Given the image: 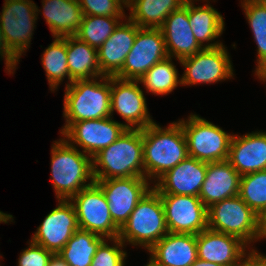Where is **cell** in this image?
Listing matches in <instances>:
<instances>
[{
	"instance_id": "obj_1",
	"label": "cell",
	"mask_w": 266,
	"mask_h": 266,
	"mask_svg": "<svg viewBox=\"0 0 266 266\" xmlns=\"http://www.w3.org/2000/svg\"><path fill=\"white\" fill-rule=\"evenodd\" d=\"M144 177L152 184L188 157L187 142L179 121L162 127L156 121L142 129Z\"/></svg>"
},
{
	"instance_id": "obj_2",
	"label": "cell",
	"mask_w": 266,
	"mask_h": 266,
	"mask_svg": "<svg viewBox=\"0 0 266 266\" xmlns=\"http://www.w3.org/2000/svg\"><path fill=\"white\" fill-rule=\"evenodd\" d=\"M51 145V182L57 200H70L92 185V158L72 146L63 136Z\"/></svg>"
},
{
	"instance_id": "obj_3",
	"label": "cell",
	"mask_w": 266,
	"mask_h": 266,
	"mask_svg": "<svg viewBox=\"0 0 266 266\" xmlns=\"http://www.w3.org/2000/svg\"><path fill=\"white\" fill-rule=\"evenodd\" d=\"M62 135L74 122L111 116V77L75 80L65 86Z\"/></svg>"
},
{
	"instance_id": "obj_4",
	"label": "cell",
	"mask_w": 266,
	"mask_h": 266,
	"mask_svg": "<svg viewBox=\"0 0 266 266\" xmlns=\"http://www.w3.org/2000/svg\"><path fill=\"white\" fill-rule=\"evenodd\" d=\"M94 180L144 177L142 129H126L92 158Z\"/></svg>"
},
{
	"instance_id": "obj_5",
	"label": "cell",
	"mask_w": 266,
	"mask_h": 266,
	"mask_svg": "<svg viewBox=\"0 0 266 266\" xmlns=\"http://www.w3.org/2000/svg\"><path fill=\"white\" fill-rule=\"evenodd\" d=\"M168 232L160 194L152 187L131 212L118 238L126 246L131 244L148 251Z\"/></svg>"
},
{
	"instance_id": "obj_6",
	"label": "cell",
	"mask_w": 266,
	"mask_h": 266,
	"mask_svg": "<svg viewBox=\"0 0 266 266\" xmlns=\"http://www.w3.org/2000/svg\"><path fill=\"white\" fill-rule=\"evenodd\" d=\"M207 214L210 230L234 235L252 249L255 242H260L261 218L239 195L210 205Z\"/></svg>"
},
{
	"instance_id": "obj_7",
	"label": "cell",
	"mask_w": 266,
	"mask_h": 266,
	"mask_svg": "<svg viewBox=\"0 0 266 266\" xmlns=\"http://www.w3.org/2000/svg\"><path fill=\"white\" fill-rule=\"evenodd\" d=\"M187 117L178 121L186 138L188 156L207 163L227 160L234 133H227L197 114Z\"/></svg>"
},
{
	"instance_id": "obj_8",
	"label": "cell",
	"mask_w": 266,
	"mask_h": 266,
	"mask_svg": "<svg viewBox=\"0 0 266 266\" xmlns=\"http://www.w3.org/2000/svg\"><path fill=\"white\" fill-rule=\"evenodd\" d=\"M38 18L33 0H4L0 28L8 50L19 61L30 48Z\"/></svg>"
},
{
	"instance_id": "obj_9",
	"label": "cell",
	"mask_w": 266,
	"mask_h": 266,
	"mask_svg": "<svg viewBox=\"0 0 266 266\" xmlns=\"http://www.w3.org/2000/svg\"><path fill=\"white\" fill-rule=\"evenodd\" d=\"M225 45L215 48H203L193 56L180 60L184 72L181 86L213 84L233 79L234 68Z\"/></svg>"
},
{
	"instance_id": "obj_10",
	"label": "cell",
	"mask_w": 266,
	"mask_h": 266,
	"mask_svg": "<svg viewBox=\"0 0 266 266\" xmlns=\"http://www.w3.org/2000/svg\"><path fill=\"white\" fill-rule=\"evenodd\" d=\"M69 201L74 205L79 229L107 239L119 237L120 229L114 224L106 197L95 182Z\"/></svg>"
},
{
	"instance_id": "obj_11",
	"label": "cell",
	"mask_w": 266,
	"mask_h": 266,
	"mask_svg": "<svg viewBox=\"0 0 266 266\" xmlns=\"http://www.w3.org/2000/svg\"><path fill=\"white\" fill-rule=\"evenodd\" d=\"M95 183L102 189L113 222L119 229L128 221L138 202L153 187L145 177L95 180Z\"/></svg>"
},
{
	"instance_id": "obj_12",
	"label": "cell",
	"mask_w": 266,
	"mask_h": 266,
	"mask_svg": "<svg viewBox=\"0 0 266 266\" xmlns=\"http://www.w3.org/2000/svg\"><path fill=\"white\" fill-rule=\"evenodd\" d=\"M139 84V80L111 77V116L114 111L118 113L125 120L122 124L126 129H144L155 122Z\"/></svg>"
},
{
	"instance_id": "obj_13",
	"label": "cell",
	"mask_w": 266,
	"mask_h": 266,
	"mask_svg": "<svg viewBox=\"0 0 266 266\" xmlns=\"http://www.w3.org/2000/svg\"><path fill=\"white\" fill-rule=\"evenodd\" d=\"M168 57L161 29L140 28L134 44L127 54L121 72L116 76L126 80H139L157 62Z\"/></svg>"
},
{
	"instance_id": "obj_14",
	"label": "cell",
	"mask_w": 266,
	"mask_h": 266,
	"mask_svg": "<svg viewBox=\"0 0 266 266\" xmlns=\"http://www.w3.org/2000/svg\"><path fill=\"white\" fill-rule=\"evenodd\" d=\"M169 232L197 235L208 228L207 207L197 196L160 194Z\"/></svg>"
},
{
	"instance_id": "obj_15",
	"label": "cell",
	"mask_w": 266,
	"mask_h": 266,
	"mask_svg": "<svg viewBox=\"0 0 266 266\" xmlns=\"http://www.w3.org/2000/svg\"><path fill=\"white\" fill-rule=\"evenodd\" d=\"M126 130L113 116L74 122L61 136L72 146L93 158L105 147L116 141ZM77 144V145H76Z\"/></svg>"
},
{
	"instance_id": "obj_16",
	"label": "cell",
	"mask_w": 266,
	"mask_h": 266,
	"mask_svg": "<svg viewBox=\"0 0 266 266\" xmlns=\"http://www.w3.org/2000/svg\"><path fill=\"white\" fill-rule=\"evenodd\" d=\"M57 201L30 239L53 254H58L79 229L74 205L69 200Z\"/></svg>"
},
{
	"instance_id": "obj_17",
	"label": "cell",
	"mask_w": 266,
	"mask_h": 266,
	"mask_svg": "<svg viewBox=\"0 0 266 266\" xmlns=\"http://www.w3.org/2000/svg\"><path fill=\"white\" fill-rule=\"evenodd\" d=\"M199 259L223 266H239L242 258L252 249L240 238L209 228L196 235Z\"/></svg>"
},
{
	"instance_id": "obj_18",
	"label": "cell",
	"mask_w": 266,
	"mask_h": 266,
	"mask_svg": "<svg viewBox=\"0 0 266 266\" xmlns=\"http://www.w3.org/2000/svg\"><path fill=\"white\" fill-rule=\"evenodd\" d=\"M207 162L186 157L175 167L165 172L154 183L159 194L191 195L199 197L205 180Z\"/></svg>"
},
{
	"instance_id": "obj_19",
	"label": "cell",
	"mask_w": 266,
	"mask_h": 266,
	"mask_svg": "<svg viewBox=\"0 0 266 266\" xmlns=\"http://www.w3.org/2000/svg\"><path fill=\"white\" fill-rule=\"evenodd\" d=\"M139 29L136 23L126 17L99 47L98 62L103 76L116 77L121 72Z\"/></svg>"
},
{
	"instance_id": "obj_20",
	"label": "cell",
	"mask_w": 266,
	"mask_h": 266,
	"mask_svg": "<svg viewBox=\"0 0 266 266\" xmlns=\"http://www.w3.org/2000/svg\"><path fill=\"white\" fill-rule=\"evenodd\" d=\"M227 161L241 176L266 170V131L233 134Z\"/></svg>"
},
{
	"instance_id": "obj_21",
	"label": "cell",
	"mask_w": 266,
	"mask_h": 266,
	"mask_svg": "<svg viewBox=\"0 0 266 266\" xmlns=\"http://www.w3.org/2000/svg\"><path fill=\"white\" fill-rule=\"evenodd\" d=\"M160 29L164 36L168 56L178 63L181 59L193 56L203 49L196 41L190 26L188 0L180 9L171 12Z\"/></svg>"
},
{
	"instance_id": "obj_22",
	"label": "cell",
	"mask_w": 266,
	"mask_h": 266,
	"mask_svg": "<svg viewBox=\"0 0 266 266\" xmlns=\"http://www.w3.org/2000/svg\"><path fill=\"white\" fill-rule=\"evenodd\" d=\"M148 252L158 266H190L198 258L196 235L168 232Z\"/></svg>"
},
{
	"instance_id": "obj_23",
	"label": "cell",
	"mask_w": 266,
	"mask_h": 266,
	"mask_svg": "<svg viewBox=\"0 0 266 266\" xmlns=\"http://www.w3.org/2000/svg\"><path fill=\"white\" fill-rule=\"evenodd\" d=\"M240 177L227 160L207 163L199 198L208 208L216 202L239 195Z\"/></svg>"
},
{
	"instance_id": "obj_24",
	"label": "cell",
	"mask_w": 266,
	"mask_h": 266,
	"mask_svg": "<svg viewBox=\"0 0 266 266\" xmlns=\"http://www.w3.org/2000/svg\"><path fill=\"white\" fill-rule=\"evenodd\" d=\"M207 2L195 5V2ZM211 0H188V17L193 35L202 48H215L223 45L217 39L225 31L224 17L211 3ZM216 39V41H215Z\"/></svg>"
},
{
	"instance_id": "obj_25",
	"label": "cell",
	"mask_w": 266,
	"mask_h": 266,
	"mask_svg": "<svg viewBox=\"0 0 266 266\" xmlns=\"http://www.w3.org/2000/svg\"><path fill=\"white\" fill-rule=\"evenodd\" d=\"M42 11L36 5V13L42 15L54 37L75 36L82 21V9L78 0H42Z\"/></svg>"
},
{
	"instance_id": "obj_26",
	"label": "cell",
	"mask_w": 266,
	"mask_h": 266,
	"mask_svg": "<svg viewBox=\"0 0 266 266\" xmlns=\"http://www.w3.org/2000/svg\"><path fill=\"white\" fill-rule=\"evenodd\" d=\"M66 52L71 83L75 80L103 76L98 62V49L79 40L76 36H67Z\"/></svg>"
},
{
	"instance_id": "obj_27",
	"label": "cell",
	"mask_w": 266,
	"mask_h": 266,
	"mask_svg": "<svg viewBox=\"0 0 266 266\" xmlns=\"http://www.w3.org/2000/svg\"><path fill=\"white\" fill-rule=\"evenodd\" d=\"M186 0H129L127 8L131 21L140 28L160 29L171 12L180 9Z\"/></svg>"
},
{
	"instance_id": "obj_28",
	"label": "cell",
	"mask_w": 266,
	"mask_h": 266,
	"mask_svg": "<svg viewBox=\"0 0 266 266\" xmlns=\"http://www.w3.org/2000/svg\"><path fill=\"white\" fill-rule=\"evenodd\" d=\"M106 238L78 229L58 253L69 266H90L99 245Z\"/></svg>"
},
{
	"instance_id": "obj_29",
	"label": "cell",
	"mask_w": 266,
	"mask_h": 266,
	"mask_svg": "<svg viewBox=\"0 0 266 266\" xmlns=\"http://www.w3.org/2000/svg\"><path fill=\"white\" fill-rule=\"evenodd\" d=\"M42 66L47 77L50 91L55 92L65 78L66 86L71 84V76L67 64L66 37H54V40L45 48L41 55Z\"/></svg>"
},
{
	"instance_id": "obj_30",
	"label": "cell",
	"mask_w": 266,
	"mask_h": 266,
	"mask_svg": "<svg viewBox=\"0 0 266 266\" xmlns=\"http://www.w3.org/2000/svg\"><path fill=\"white\" fill-rule=\"evenodd\" d=\"M241 7L257 44L254 75L266 69V0H241Z\"/></svg>"
},
{
	"instance_id": "obj_31",
	"label": "cell",
	"mask_w": 266,
	"mask_h": 266,
	"mask_svg": "<svg viewBox=\"0 0 266 266\" xmlns=\"http://www.w3.org/2000/svg\"><path fill=\"white\" fill-rule=\"evenodd\" d=\"M172 57L157 62L149 69L140 79L143 89L146 93L153 95H168L172 93L179 85H181V77H179L178 69L172 61Z\"/></svg>"
},
{
	"instance_id": "obj_32",
	"label": "cell",
	"mask_w": 266,
	"mask_h": 266,
	"mask_svg": "<svg viewBox=\"0 0 266 266\" xmlns=\"http://www.w3.org/2000/svg\"><path fill=\"white\" fill-rule=\"evenodd\" d=\"M126 17L83 16L75 36L91 47H99L112 35Z\"/></svg>"
},
{
	"instance_id": "obj_33",
	"label": "cell",
	"mask_w": 266,
	"mask_h": 266,
	"mask_svg": "<svg viewBox=\"0 0 266 266\" xmlns=\"http://www.w3.org/2000/svg\"><path fill=\"white\" fill-rule=\"evenodd\" d=\"M239 196L261 218L266 213V170L242 175Z\"/></svg>"
},
{
	"instance_id": "obj_34",
	"label": "cell",
	"mask_w": 266,
	"mask_h": 266,
	"mask_svg": "<svg viewBox=\"0 0 266 266\" xmlns=\"http://www.w3.org/2000/svg\"><path fill=\"white\" fill-rule=\"evenodd\" d=\"M124 246L119 238H106L99 245L90 266H125L128 253Z\"/></svg>"
},
{
	"instance_id": "obj_35",
	"label": "cell",
	"mask_w": 266,
	"mask_h": 266,
	"mask_svg": "<svg viewBox=\"0 0 266 266\" xmlns=\"http://www.w3.org/2000/svg\"><path fill=\"white\" fill-rule=\"evenodd\" d=\"M83 16L127 17L125 0H78Z\"/></svg>"
},
{
	"instance_id": "obj_36",
	"label": "cell",
	"mask_w": 266,
	"mask_h": 266,
	"mask_svg": "<svg viewBox=\"0 0 266 266\" xmlns=\"http://www.w3.org/2000/svg\"><path fill=\"white\" fill-rule=\"evenodd\" d=\"M53 253L43 246L28 241V247L19 254L18 266H48Z\"/></svg>"
},
{
	"instance_id": "obj_37",
	"label": "cell",
	"mask_w": 266,
	"mask_h": 266,
	"mask_svg": "<svg viewBox=\"0 0 266 266\" xmlns=\"http://www.w3.org/2000/svg\"><path fill=\"white\" fill-rule=\"evenodd\" d=\"M0 59L5 62V70L9 75H13L19 64V60L8 50L3 37V32L0 28Z\"/></svg>"
},
{
	"instance_id": "obj_38",
	"label": "cell",
	"mask_w": 266,
	"mask_h": 266,
	"mask_svg": "<svg viewBox=\"0 0 266 266\" xmlns=\"http://www.w3.org/2000/svg\"><path fill=\"white\" fill-rule=\"evenodd\" d=\"M239 266H266V255L254 247L242 258Z\"/></svg>"
},
{
	"instance_id": "obj_39",
	"label": "cell",
	"mask_w": 266,
	"mask_h": 266,
	"mask_svg": "<svg viewBox=\"0 0 266 266\" xmlns=\"http://www.w3.org/2000/svg\"><path fill=\"white\" fill-rule=\"evenodd\" d=\"M48 266H69V265L58 254H53L49 260Z\"/></svg>"
},
{
	"instance_id": "obj_40",
	"label": "cell",
	"mask_w": 266,
	"mask_h": 266,
	"mask_svg": "<svg viewBox=\"0 0 266 266\" xmlns=\"http://www.w3.org/2000/svg\"><path fill=\"white\" fill-rule=\"evenodd\" d=\"M264 239L266 240V213L260 220V241Z\"/></svg>"
},
{
	"instance_id": "obj_41",
	"label": "cell",
	"mask_w": 266,
	"mask_h": 266,
	"mask_svg": "<svg viewBox=\"0 0 266 266\" xmlns=\"http://www.w3.org/2000/svg\"><path fill=\"white\" fill-rule=\"evenodd\" d=\"M190 266H223L217 263H211L202 259L197 258V260L192 263Z\"/></svg>"
},
{
	"instance_id": "obj_42",
	"label": "cell",
	"mask_w": 266,
	"mask_h": 266,
	"mask_svg": "<svg viewBox=\"0 0 266 266\" xmlns=\"http://www.w3.org/2000/svg\"><path fill=\"white\" fill-rule=\"evenodd\" d=\"M13 216L11 214L8 213H4L3 211L0 210V223H11L13 222Z\"/></svg>"
},
{
	"instance_id": "obj_43",
	"label": "cell",
	"mask_w": 266,
	"mask_h": 266,
	"mask_svg": "<svg viewBox=\"0 0 266 266\" xmlns=\"http://www.w3.org/2000/svg\"><path fill=\"white\" fill-rule=\"evenodd\" d=\"M263 83H266V69L261 70L257 75H255Z\"/></svg>"
},
{
	"instance_id": "obj_44",
	"label": "cell",
	"mask_w": 266,
	"mask_h": 266,
	"mask_svg": "<svg viewBox=\"0 0 266 266\" xmlns=\"http://www.w3.org/2000/svg\"><path fill=\"white\" fill-rule=\"evenodd\" d=\"M148 260L149 261L147 262V264L145 266H158L150 258Z\"/></svg>"
}]
</instances>
